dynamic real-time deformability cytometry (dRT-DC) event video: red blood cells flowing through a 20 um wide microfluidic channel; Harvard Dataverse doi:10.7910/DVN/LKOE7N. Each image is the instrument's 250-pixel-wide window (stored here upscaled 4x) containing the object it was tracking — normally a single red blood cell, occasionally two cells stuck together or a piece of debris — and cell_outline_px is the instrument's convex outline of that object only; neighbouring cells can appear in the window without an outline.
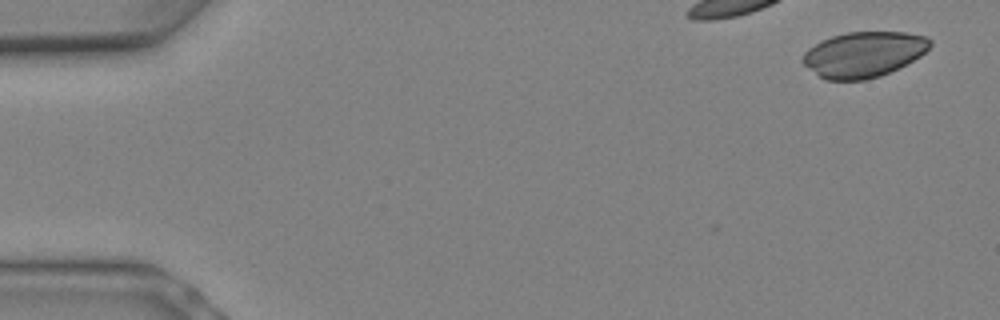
{"species": "Egyptian fruit bat (a non-hibernating species)", "species_latin": "Rousettus aegyptiacus", "temperature_condition": "warm", "stored_images_in_passage": 8, "camera_frame_rate_fps": 3000, "um_per_image_px": 0.085, "animal": {"sex": "female"}, "frame": {"image": 1, "passage_image": 1, "time_ms": 0.0, "image_size_px": [1000, 320], "cell_outline_px": [[932, 44], [920, 56], [900, 68], [880, 76], [864, 80], [824, 80], [808, 68], [800, 60], [804, 52], [808, 48], [832, 36], [848, 32], [904, 32], [928, 36], [932, 40]], "centroid_in_image_um": [73.42, 4.63], "position_along_channel_um": 11.6, "area_um2": 33.87}}